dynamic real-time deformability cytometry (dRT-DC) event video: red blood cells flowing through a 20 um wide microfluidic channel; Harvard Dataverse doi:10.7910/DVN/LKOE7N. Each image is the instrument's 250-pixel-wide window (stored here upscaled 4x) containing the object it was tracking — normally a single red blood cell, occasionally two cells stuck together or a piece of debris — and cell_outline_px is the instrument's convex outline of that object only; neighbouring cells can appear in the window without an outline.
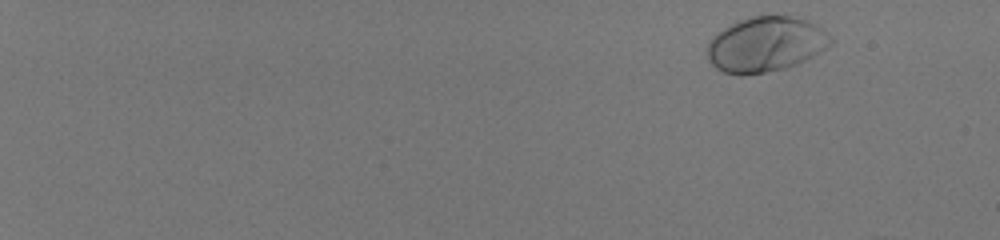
{"species": "human", "species_latin": "Homo sapiens", "temperature_condition": "room temperature", "stored_images_in_passage": 22, "camera_frame_rate_fps": 3000, "um_per_image_px": 0.085, "donor": {"sex": "male"}, "frame": {"image": 1, "passage_image": 2, "time_ms": 0.333, "image_size_px": [1000, 240], "cell_outline_px": [[836, 40], [828, 48], [796, 64], [784, 68], [764, 72], [740, 76], [724, 72], [716, 68], [708, 60], [708, 44], [712, 36], [716, 32], [740, 20], [752, 16], [768, 12], [792, 16], [808, 20], [816, 24], [832, 36]], "centroid_in_image_um": [65.12, 3.73], "position_along_channel_um": 19.9, "area_um2": 40.29}}
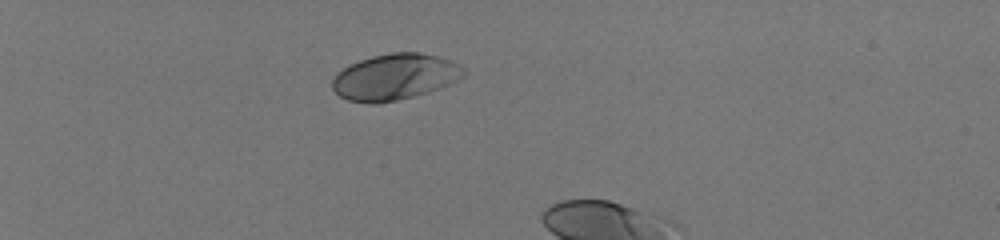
{"frame": {"image": 2, "passage_image": 16, "time_ms": 5.0, "image_size_px": [1000, 240], "cell_outline_px": [[468, 72], [464, 76], [448, 84], [428, 92], [380, 104], [368, 104], [348, 100], [340, 96], [332, 88], [332, 80], [336, 72], [360, 60], [372, 56], [392, 52], [420, 52], [436, 56], [460, 64]], "centroid_in_image_um": [33.55, 6.54], "position_along_channel_um": 51.5, "area_um2": 35.26}}